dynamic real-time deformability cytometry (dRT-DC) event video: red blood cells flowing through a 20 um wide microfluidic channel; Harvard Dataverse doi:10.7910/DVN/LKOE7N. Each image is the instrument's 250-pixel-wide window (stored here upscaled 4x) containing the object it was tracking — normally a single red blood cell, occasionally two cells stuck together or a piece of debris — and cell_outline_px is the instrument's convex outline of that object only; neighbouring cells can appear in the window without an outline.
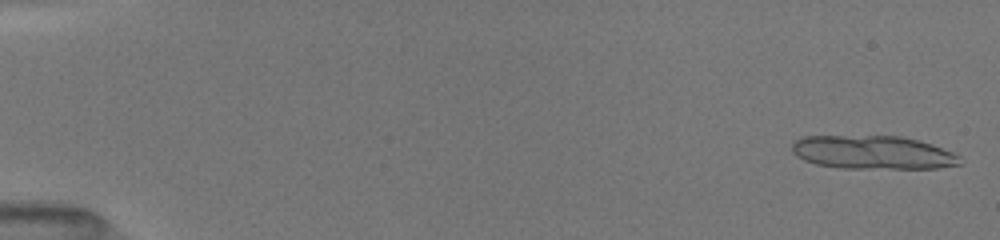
{"species": "common noctule bat (a hibernating species)", "species_latin": "Nyctalus noctula", "temperature_condition": "room temperature", "stored_images_in_passage": 14, "camera_frame_rate_fps": 3000, "um_per_image_px": 0.085, "animal": {"sex": "female", "body_mass_g": 19.5, "forearm_length_mm": 54.1}, "frame": {"image": 1, "passage_image": 1, "time_ms": 0.0, "image_size_px": [1000, 240], "cell_outline_px": [[960, 164], [936, 168], [840, 168], [816, 164], [804, 160], [796, 156], [792, 152], [792, 144], [796, 140], [804, 136], [900, 136], [932, 144], [952, 152], [960, 156]], "centroid_in_image_um": [74.16, 12.96], "position_along_channel_um": 10.8, "area_um2": 32.66}}